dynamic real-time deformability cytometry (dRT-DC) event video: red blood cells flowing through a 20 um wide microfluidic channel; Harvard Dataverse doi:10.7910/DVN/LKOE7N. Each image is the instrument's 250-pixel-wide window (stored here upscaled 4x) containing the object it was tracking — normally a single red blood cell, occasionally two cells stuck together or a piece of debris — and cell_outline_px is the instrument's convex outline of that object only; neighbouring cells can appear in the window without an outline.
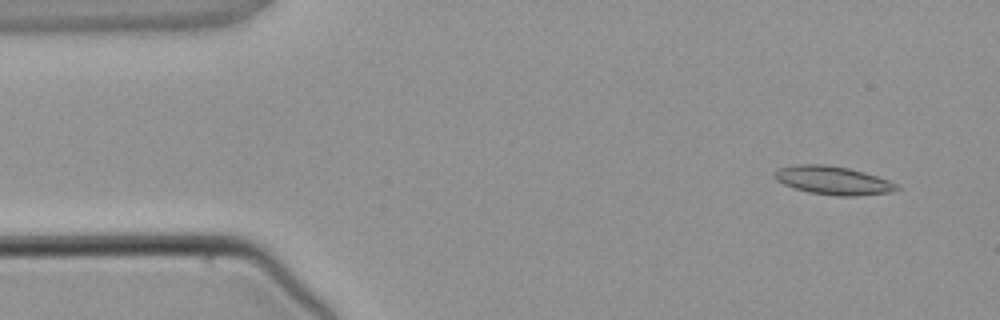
{"species": "common noctule bat (a hibernating species)", "species_latin": "Nyctalus noctula", "temperature_condition": "warm", "stored_images_in_passage": 3, "camera_frame_rate_fps": 3000, "um_per_image_px": 0.085, "animal": {"sex": "male", "body_mass_g": 21.5, "forearm_length_mm": 52.0}, "frame": {"image": 1, "passage_image": 1, "time_ms": 0.0, "image_size_px": [1000, 320], "cell_outline_px": [[900, 188], [888, 192], [856, 196], [836, 196], [808, 192], [784, 184], [776, 180], [772, 176], [772, 172], [780, 168], [796, 164], [824, 164], [848, 168], [864, 172], [888, 180], [896, 184]], "centroid_in_image_um": [70.75, 15.33], "position_along_channel_um": 14.2, "area_um2": 20.11}}
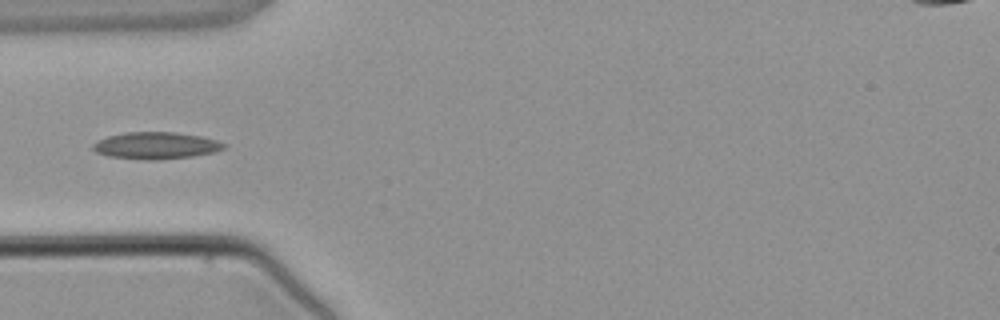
{"frame": {"image": 2, "passage_image": 3, "time_ms": 3.333, "image_size_px": [1000, 320], "cell_outline_px": [[224, 148], [216, 152], [192, 156], [156, 160], [148, 160], [108, 156], [96, 152], [92, 148], [92, 144], [96, 140], [108, 136], [124, 132], [176, 132], [200, 136], [216, 140], [224, 144]], "centroid_in_image_um": [13.21, 12.37], "position_along_channel_um": 71.8, "area_um2": 20.52}}